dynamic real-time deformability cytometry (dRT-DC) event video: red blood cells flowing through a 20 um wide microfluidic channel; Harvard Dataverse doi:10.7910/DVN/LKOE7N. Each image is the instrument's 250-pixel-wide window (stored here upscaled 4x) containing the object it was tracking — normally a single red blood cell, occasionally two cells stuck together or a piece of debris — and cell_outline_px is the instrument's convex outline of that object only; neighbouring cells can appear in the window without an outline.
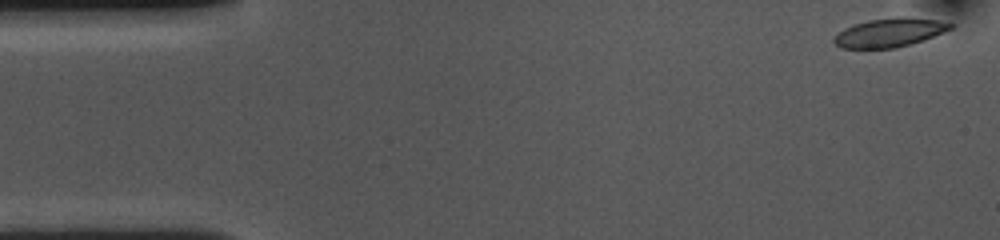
{"species": "common noctule bat (a hibernating species)", "species_latin": "Nyctalus noctula", "temperature_condition": "cold", "stored_images_in_passage": 50, "camera_frame_rate_fps": 3000, "um_per_image_px": 0.085, "animal": {"sex": "female", "body_mass_g": 10.0, "forearm_length_mm": 53.1}, "frame": {"image": 1, "passage_image": 1, "time_ms": 0.0, "image_size_px": [1000, 240], "cell_outline_px": [[952, 28], [924, 40], [912, 44], [896, 48], [840, 48], [832, 40], [844, 28], [868, 20], [896, 16], [904, 16], [936, 20], [952, 24]], "centroid_in_image_um": [75.61, 2.77], "position_along_channel_um": 9.4, "area_um2": 19.42}}
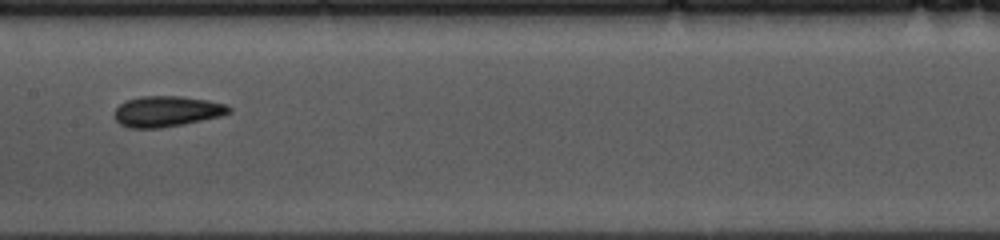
{"frame": {"image": 2, "passage_image": 25, "time_ms": 8.0, "image_size_px": [1000, 240], "cell_outline_px": [[232, 112], [220, 116], [160, 128], [128, 128], [120, 124], [112, 116], [116, 108], [120, 104], [128, 100], [140, 96], [180, 96], [208, 100], [228, 104], [232, 108]], "centroid_in_image_um": [14.17, 9.46], "position_along_channel_um": 193.2, "area_um2": 20.52}}
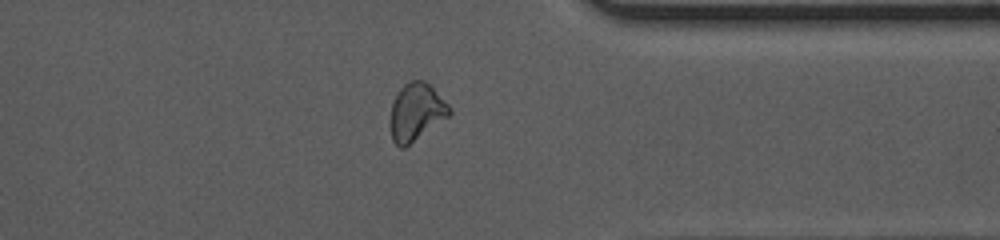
{"frame": {"image": 3, "passage_image": 41, "time_ms": 13.333, "image_size_px": [1000, 240], "cell_outline_px": [[452, 112], [448, 116], [404, 148], [400, 148], [392, 140], [392, 104], [400, 88], [404, 84], [412, 80], [424, 80], [452, 108]], "centroid_in_image_um": [35.39, 9.51], "position_along_channel_um": 376.0, "area_um2": 19.13}}